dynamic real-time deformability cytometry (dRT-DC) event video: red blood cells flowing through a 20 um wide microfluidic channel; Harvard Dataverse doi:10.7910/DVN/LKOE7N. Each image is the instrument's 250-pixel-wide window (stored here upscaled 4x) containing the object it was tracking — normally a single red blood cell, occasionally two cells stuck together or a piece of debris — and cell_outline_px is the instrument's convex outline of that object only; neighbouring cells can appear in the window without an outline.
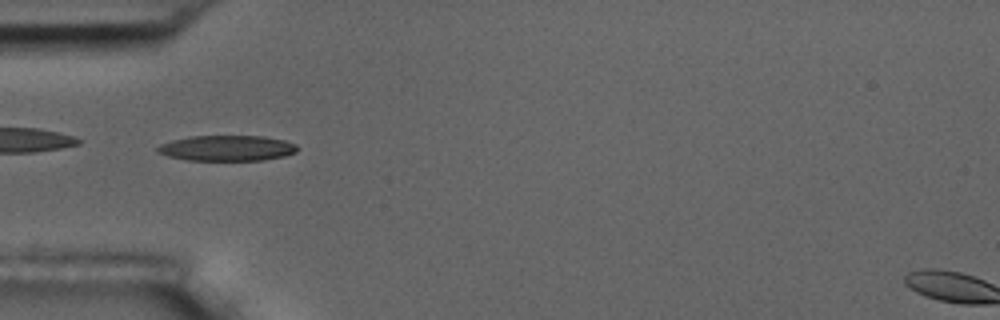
{"species": "common noctule bat (a hibernating species)", "species_latin": "Nyctalus noctula", "temperature_condition": "room temperature", "stored_images_in_passage": 4, "camera_frame_rate_fps": 3000, "um_per_image_px": 0.085, "animal": {"sex": "male", "body_mass_g": 17.5, "forearm_length_mm": 52.3}, "frame": {"image": 1, "passage_image": 2, "time_ms": 1.333, "image_size_px": [1000, 320], "cell_outline_px": [[296, 152], [284, 156], [264, 160], [188, 160], [168, 156], [156, 152], [156, 148], [160, 144], [172, 140], [192, 136], [264, 136], [284, 140], [296, 144]], "centroid_in_image_um": [19.28, 12.59], "position_along_channel_um": 65.7, "area_um2": 20.75}}